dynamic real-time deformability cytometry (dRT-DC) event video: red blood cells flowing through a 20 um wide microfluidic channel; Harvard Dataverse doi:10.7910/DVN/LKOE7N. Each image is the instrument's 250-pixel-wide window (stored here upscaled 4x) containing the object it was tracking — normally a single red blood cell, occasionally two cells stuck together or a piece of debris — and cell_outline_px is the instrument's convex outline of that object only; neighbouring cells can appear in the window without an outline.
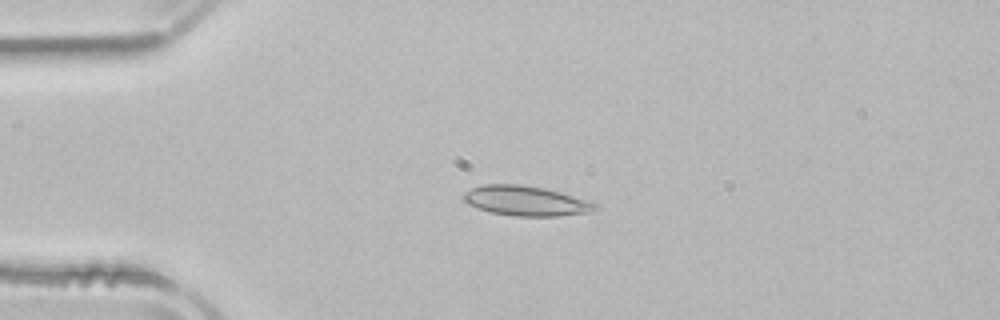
{"species": "common noctule bat (a hibernating species)", "species_latin": "Nyctalus noctula", "temperature_condition": "room temperature", "stored_images_in_passage": 50, "camera_frame_rate_fps": 3000, "um_per_image_px": 0.085, "animal": {"sex": "male", "body_mass_g": 21.5, "forearm_length_mm": 52.0}, "frame": {"image": 1, "passage_image": 11, "time_ms": 3.333, "image_size_px": [1000, 320], "cell_outline_px": [[596, 208], [584, 212], [560, 216], [516, 216], [488, 212], [476, 208], [468, 204], [460, 196], [464, 192], [472, 188], [484, 184], [520, 184], [544, 188], [592, 200], [596, 204]], "centroid_in_image_um": [44.64, 17.06], "position_along_channel_um": 40.4, "area_um2": 23.0}}
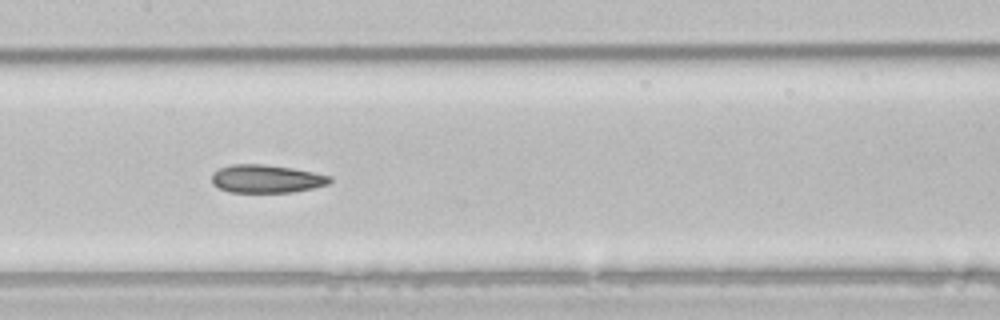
{"frame": {"image": 2, "passage_image": 24, "time_ms": 7.667, "image_size_px": [1000, 320], "cell_outline_px": [[332, 180], [328, 184], [312, 188], [292, 192], [228, 192], [212, 184], [212, 172], [220, 168], [232, 164], [264, 164], [292, 168], [332, 176]], "centroid_in_image_um": [22.63, 15.19], "position_along_channel_um": 184.8, "area_um2": 19.31}}
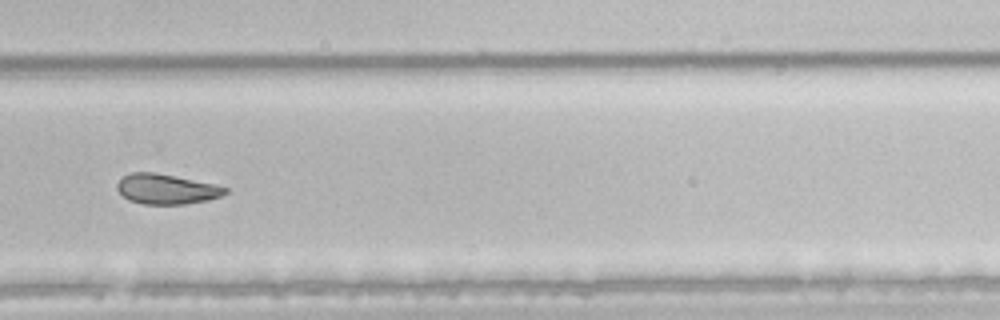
{"frame": {"image": 3, "passage_image": 34, "time_ms": 11.0, "image_size_px": [1000, 320], "cell_outline_px": [[228, 192], [220, 196], [208, 200], [184, 204], [144, 204], [128, 200], [116, 188], [116, 184], [124, 176], [132, 172], [152, 172], [216, 184], [228, 188]], "centroid_in_image_um": [14.15, 16.07], "position_along_channel_um": 315.6, "area_um2": 18.79}, "authors_computed_cell_mechanics": {"area_um2": 21.0103, "velocity_mm_per_s": 3.9413, "shape_relaxation_time_tau1_ms": null, "shape_relaxation_time_tau2_ms": 6.2379, "deformation_change_tau1": null, "deformation_change_tau2": 0.1013}}